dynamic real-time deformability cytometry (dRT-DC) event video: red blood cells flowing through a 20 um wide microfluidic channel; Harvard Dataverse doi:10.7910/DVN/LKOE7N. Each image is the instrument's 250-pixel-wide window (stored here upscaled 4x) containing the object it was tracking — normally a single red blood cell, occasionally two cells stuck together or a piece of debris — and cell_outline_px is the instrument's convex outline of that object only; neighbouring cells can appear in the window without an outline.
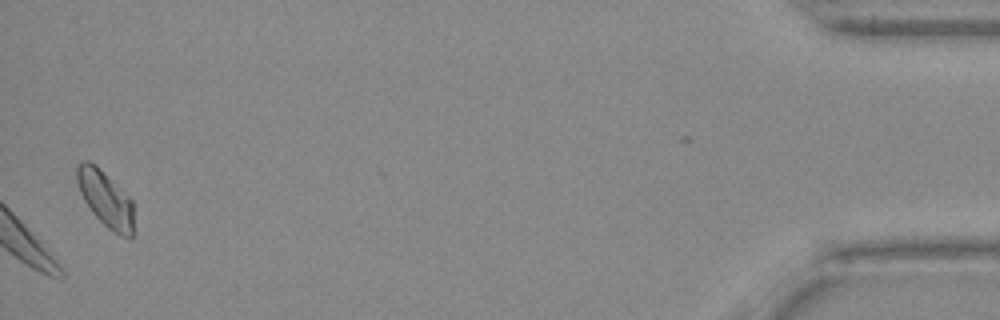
{"species": "Egyptian fruit bat (a non-hibernating species)", "species_latin": "Rousettus aegyptiacus", "temperature_condition": "warm", "stored_images_in_passage": 35, "camera_frame_rate_fps": 3000, "um_per_image_px": 0.085, "animal": {"sex": "female"}, "frame": {"image": 1, "passage_image": 35, "time_ms": 11.333, "image_size_px": [1000, 320], "cell_outline_px": [[136, 208], [132, 236], [120, 236], [112, 232], [92, 212], [84, 200], [80, 192], [76, 180], [76, 168], [84, 160], [88, 160], [128, 196], [136, 204]], "centroid_in_image_um": [9.02, 16.97], "position_along_channel_um": 426.2, "area_um2": 18.32}}